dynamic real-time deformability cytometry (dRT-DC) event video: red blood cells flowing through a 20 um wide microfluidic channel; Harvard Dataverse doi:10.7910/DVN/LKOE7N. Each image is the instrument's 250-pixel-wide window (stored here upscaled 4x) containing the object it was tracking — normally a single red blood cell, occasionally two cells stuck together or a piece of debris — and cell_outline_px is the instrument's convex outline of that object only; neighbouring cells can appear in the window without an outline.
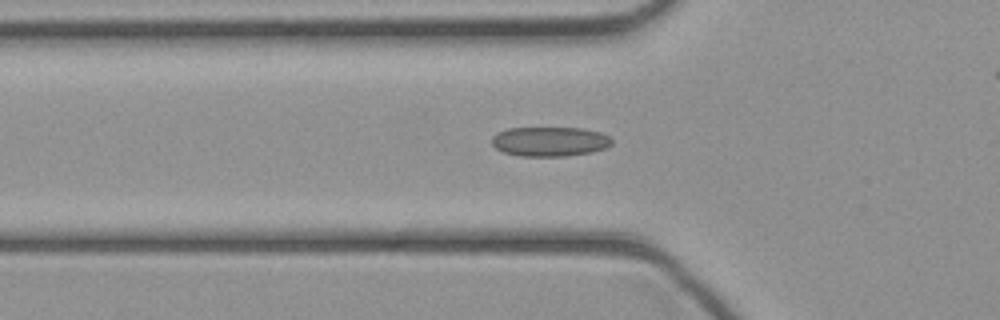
{"species": "common noctule bat (a hibernating species)", "species_latin": "Nyctalus noctula", "temperature_condition": "cold", "stored_images_in_passage": 36, "camera_frame_rate_fps": 3000, "um_per_image_px": 0.085, "animal": {"sex": "female", "body_mass_g": 21.9}, "frame": {"image": 1, "passage_image": 12, "time_ms": 3.667, "image_size_px": [1000, 320], "cell_outline_px": [[612, 144], [604, 148], [592, 152], [568, 156], [520, 156], [504, 152], [496, 148], [492, 144], [492, 136], [496, 132], [508, 128], [584, 128], [600, 132], [608, 136], [612, 140]], "centroid_in_image_um": [46.72, 12.02], "position_along_channel_um": 79.1, "area_um2": 20.75}}
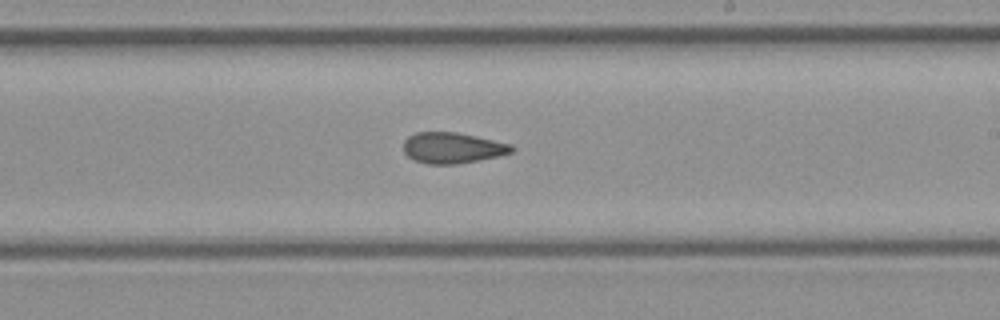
{"frame": {"image": 2, "passage_image": 23, "time_ms": 7.333, "image_size_px": [1000, 320], "cell_outline_px": [[516, 148], [512, 152], [480, 160], [456, 164], [428, 164], [416, 160], [408, 156], [404, 152], [404, 140], [408, 136], [416, 132], [456, 132], [476, 136], [512, 144]], "centroid_in_image_um": [38.47, 12.56], "position_along_channel_um": 250.5, "area_um2": 19.42}}
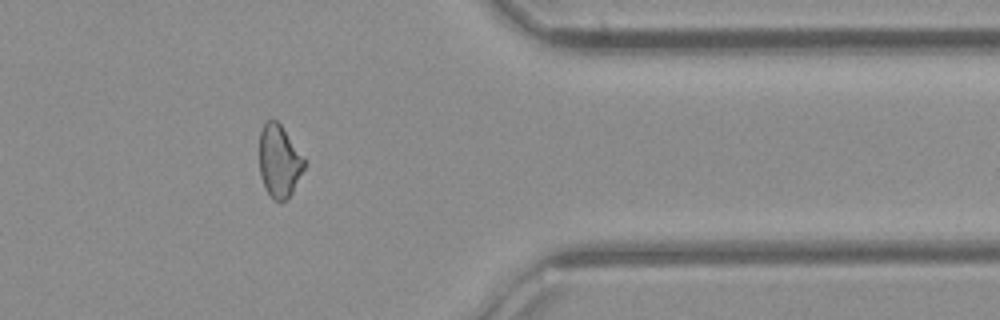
{"frame": {"image": 3, "passage_image": 33, "time_ms": 10.667, "image_size_px": [1000, 320], "cell_outline_px": [[308, 164], [288, 200], [280, 204], [268, 192], [260, 176], [260, 132], [264, 124], [268, 120], [276, 120], [280, 124], [308, 160]], "centroid_in_image_um": [23.8, 13.72], "position_along_channel_um": 387.6, "area_um2": 19.36}}